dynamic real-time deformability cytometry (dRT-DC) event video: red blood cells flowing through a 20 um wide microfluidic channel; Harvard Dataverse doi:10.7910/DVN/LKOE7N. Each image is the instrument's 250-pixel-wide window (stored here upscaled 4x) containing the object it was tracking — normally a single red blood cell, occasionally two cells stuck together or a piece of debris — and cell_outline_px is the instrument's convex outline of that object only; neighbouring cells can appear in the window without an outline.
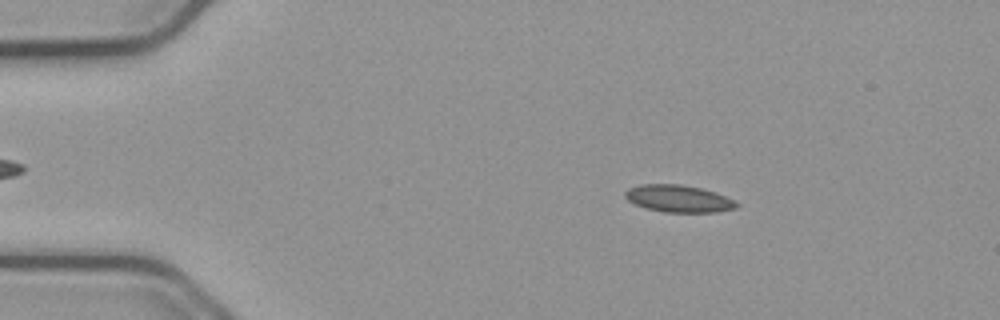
{"species": "common noctule bat (a hibernating species)", "species_latin": "Nyctalus noctula", "temperature_condition": "cold", "stored_images_in_passage": 54, "camera_frame_rate_fps": 3000, "um_per_image_px": 0.085, "animal": {"sex": "male", "body_mass_g": 23.1, "forearm_length_mm": 52.7}, "frame": {"image": 1, "passage_image": 9, "time_ms": 2.667, "image_size_px": [1000, 320], "cell_outline_px": [[740, 204], [736, 208], [716, 212], [664, 212], [648, 208], [636, 204], [628, 200], [624, 196], [624, 192], [628, 188], [640, 184], [680, 184], [700, 188], [716, 192]], "centroid_in_image_um": [57.66, 16.87], "position_along_channel_um": 27.3, "area_um2": 17.51}}
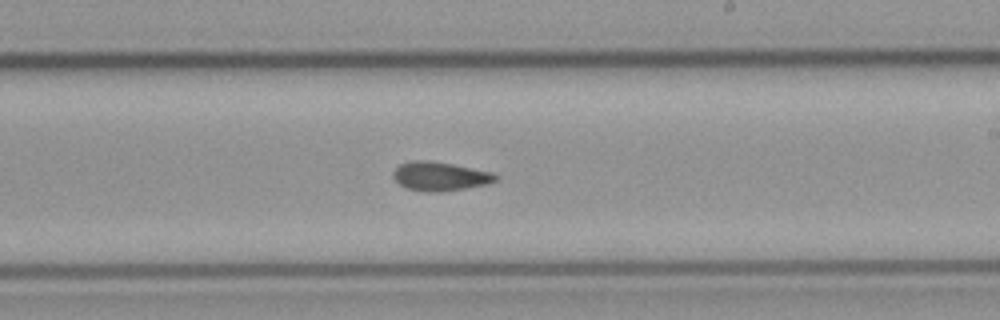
{"frame": {"image": 2, "passage_image": 32, "time_ms": 10.333, "image_size_px": [1000, 320], "cell_outline_px": [[500, 176], [496, 180], [488, 184], [440, 192], [428, 192], [408, 188], [400, 184], [392, 176], [392, 172], [400, 164], [412, 160], [432, 160], [492, 172]], "centroid_in_image_um": [37.4, 14.97], "position_along_channel_um": 251.6, "area_um2": 17.22}}
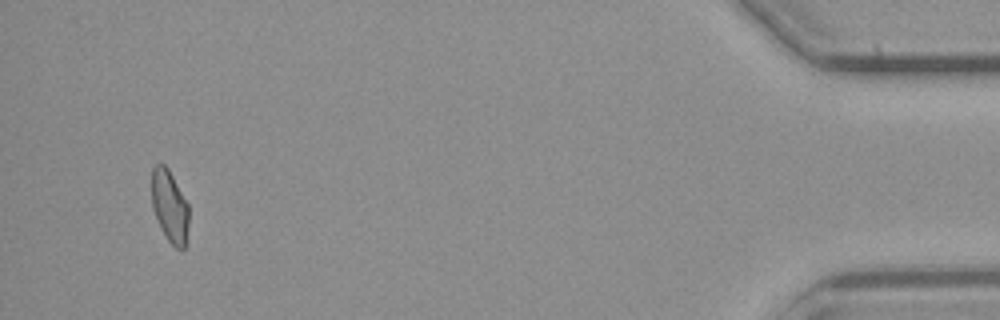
{"frame": {"image": 3, "passage_image": 52, "time_ms": 17.0, "image_size_px": [1000, 320], "cell_outline_px": [[188, 224], [184, 248], [180, 252], [168, 240], [160, 228], [152, 208], [152, 168], [156, 164], [164, 164], [168, 168], [188, 204]], "centroid_in_image_um": [14.41, 17.54], "position_along_channel_um": 420.8, "area_um2": 15.55}, "authors_computed_cell_mechanics": {"area_um2": 16.762, "velocity_mm_per_s": 3.7577, "shape_relaxation_time_tau1_ms": null, "shape_relaxation_time_tau2_ms": 3.96, "deformation_change_tau1": null, "deformation_change_tau2": 0.102}}